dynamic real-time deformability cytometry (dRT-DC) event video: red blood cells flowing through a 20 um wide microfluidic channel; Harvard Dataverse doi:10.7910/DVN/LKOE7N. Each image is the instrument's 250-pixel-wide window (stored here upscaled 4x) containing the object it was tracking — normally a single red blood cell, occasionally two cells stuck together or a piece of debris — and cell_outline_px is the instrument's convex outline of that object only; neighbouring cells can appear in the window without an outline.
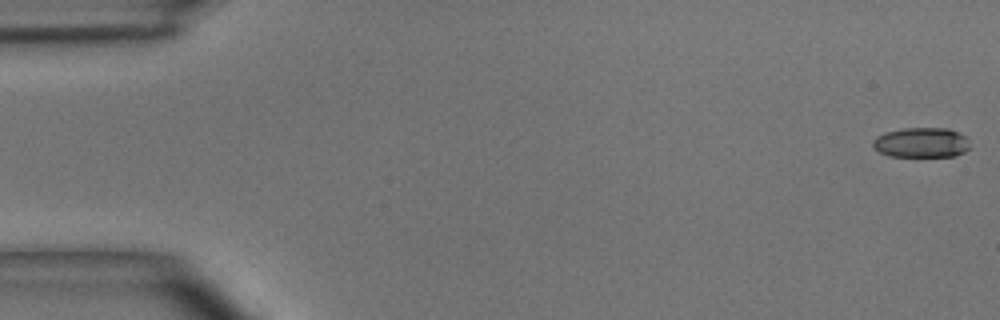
{"species": "common noctule bat (a hibernating species)", "species_latin": "Nyctalus noctula", "temperature_condition": "room temperature", "stored_images_in_passage": 49, "camera_frame_rate_fps": 3000, "um_per_image_px": 0.085, "animal": {"sex": "male", "body_mass_g": 15.6}, "frame": {"image": 1, "passage_image": 1, "time_ms": 0.0, "image_size_px": [1000, 320], "cell_outline_px": [[972, 148], [956, 156], [888, 156], [880, 152], [872, 144], [872, 140], [876, 136], [884, 132], [904, 128], [948, 128], [968, 136]], "centroid_in_image_um": [78.37, 12.11], "position_along_channel_um": 6.6, "area_um2": 17.28}}
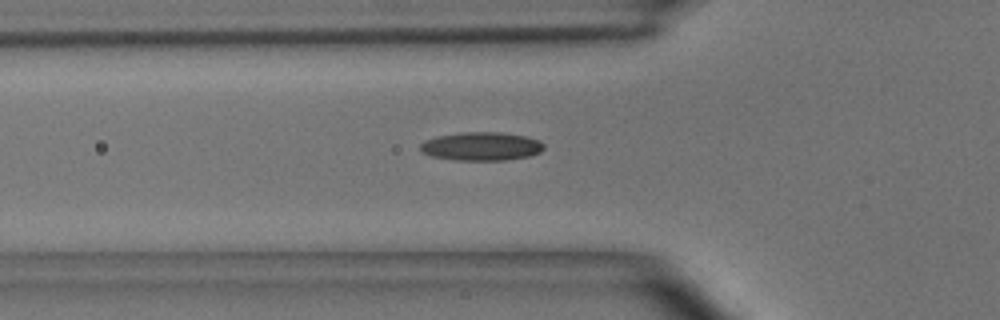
{"frame": {"image": 2, "passage_image": 17, "time_ms": 5.333, "image_size_px": [1000, 320], "cell_outline_px": [[544, 148], [540, 152], [528, 156], [504, 160], [456, 160], [432, 156], [420, 152], [420, 144], [424, 140], [436, 136], [460, 132], [500, 132], [524, 136], [540, 140], [544, 144]], "centroid_in_image_um": [40.89, 12.43], "position_along_channel_um": 84.9, "area_um2": 20.58}}
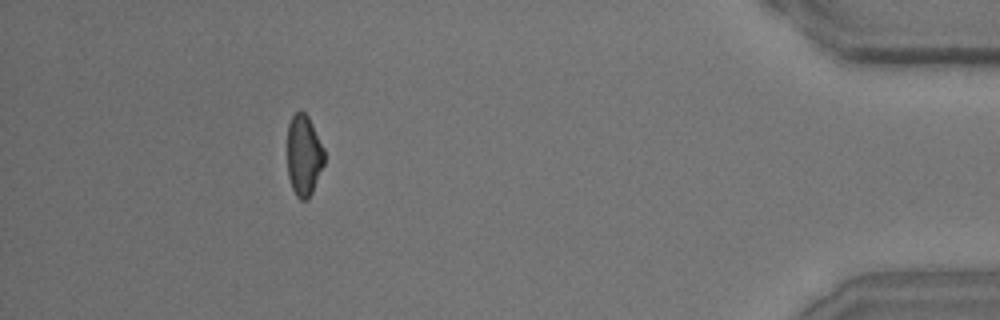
{"frame": {"image": 3, "passage_image": 45, "time_ms": 14.667, "image_size_px": [1000, 320], "cell_outline_px": [[324, 164], [312, 192], [308, 200], [300, 200], [296, 196], [292, 188], [288, 176], [288, 124], [292, 116], [300, 108], [308, 116], [324, 148]], "centroid_in_image_um": [25.82, 13.2], "position_along_channel_um": 409.4, "area_um2": 17.51}, "authors_computed_cell_mechanics": {"area_um2": 18.2648, "velocity_mm_per_s": 4.0657, "shape_relaxation_time_tau1_ms": 3.8875, "shape_relaxation_time_tau2_ms": 6.7531, "deformation_change_tau1": 0.1455, "deformation_change_tau2": 0.1404}}